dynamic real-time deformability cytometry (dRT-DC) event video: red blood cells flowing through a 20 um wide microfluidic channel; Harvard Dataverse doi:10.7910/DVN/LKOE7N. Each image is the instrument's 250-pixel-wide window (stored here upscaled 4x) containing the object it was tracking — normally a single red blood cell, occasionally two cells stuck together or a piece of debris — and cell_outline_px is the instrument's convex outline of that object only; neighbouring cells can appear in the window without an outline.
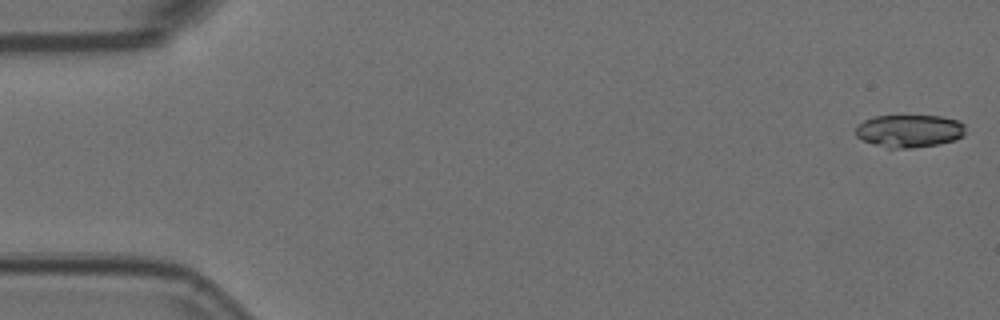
{"species": "Egyptian fruit bat (a non-hibernating species)", "species_latin": "Rousettus aegyptiacus", "temperature_condition": "room temperature", "stored_images_in_passage": 56, "camera_frame_rate_fps": 3000, "um_per_image_px": 0.085, "animal": {"sex": "female"}, "frame": {"image": 1, "passage_image": 1, "time_ms": 0.0, "image_size_px": [1000, 320], "cell_outline_px": [[964, 136], [956, 140], [940, 144], [912, 148], [888, 148], [864, 140], [856, 136], [856, 124], [872, 116], [940, 116], [956, 120], [964, 124]], "centroid_in_image_um": [77.3, 11.13], "position_along_channel_um": 7.7, "area_um2": 20.98}}
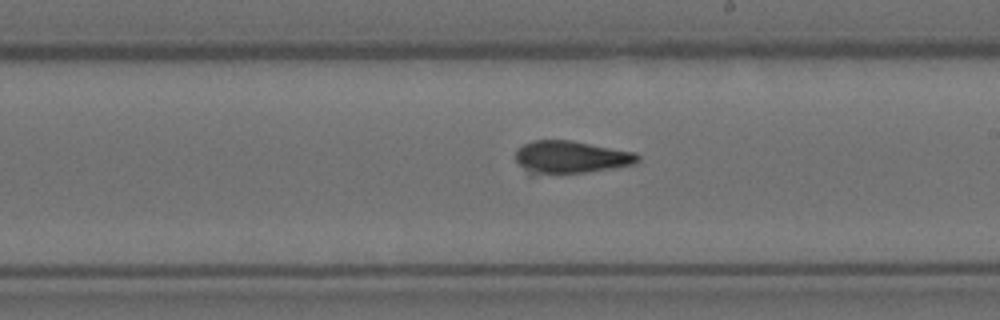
{"frame": {"image": 2, "passage_image": 32, "time_ms": 10.333, "image_size_px": [1000, 320], "cell_outline_px": [[640, 160], [636, 164], [584, 172], [528, 176], [516, 160], [516, 148], [532, 140], [572, 140], [636, 152], [640, 156]], "centroid_in_image_um": [48.47, 13.37], "position_along_channel_um": 240.5, "area_um2": 23.7}}
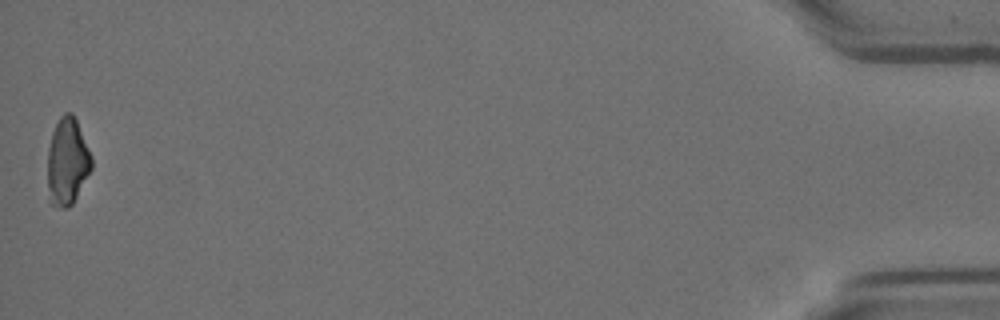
{"frame": {"image": 3, "passage_image": 56, "time_ms": 18.333, "image_size_px": [1000, 320], "cell_outline_px": [[92, 168], [72, 204], [68, 208], [64, 208], [52, 204], [48, 200], [48, 148], [52, 132], [60, 116], [64, 112], [72, 112], [76, 120], [92, 156]], "centroid_in_image_um": [5.71, 13.73], "position_along_channel_um": 429.5, "area_um2": 22.25}}